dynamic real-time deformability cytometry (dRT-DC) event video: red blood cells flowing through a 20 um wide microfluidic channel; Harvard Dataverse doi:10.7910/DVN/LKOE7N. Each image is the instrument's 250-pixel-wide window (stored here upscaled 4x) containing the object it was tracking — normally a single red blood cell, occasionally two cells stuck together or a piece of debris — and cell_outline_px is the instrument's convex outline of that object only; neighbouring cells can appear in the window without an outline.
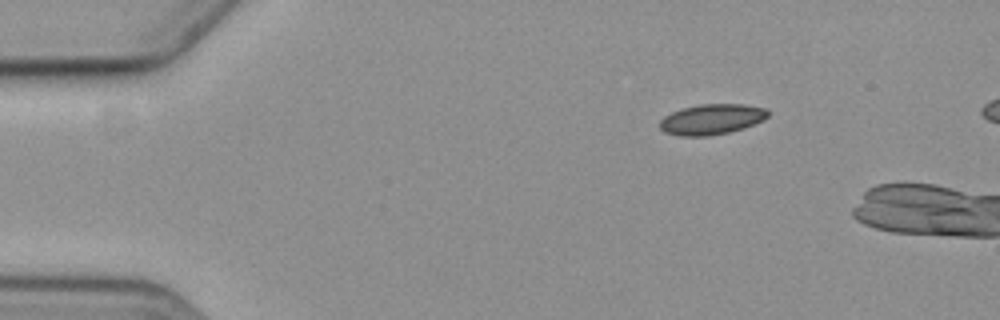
{"species": "common noctule bat (a hibernating species)", "species_latin": "Nyctalus noctula", "temperature_condition": "cold", "stored_images_in_passage": 4, "camera_frame_rate_fps": 3000, "um_per_image_px": 0.085, "animal": {"sex": "female", "body_mass_g": 19.3, "forearm_length_mm": 54.1}, "frame": {"image": 1, "passage_image": 1, "time_ms": 0.0, "image_size_px": [1000, 320], "cell_outline_px": [[768, 116], [764, 120], [744, 128], [728, 132], [708, 136], [680, 136], [664, 132], [660, 128], [660, 120], [664, 116], [672, 112], [684, 108], [700, 104], [744, 104], [764, 108], [768, 112]], "centroid_in_image_um": [60.49, 10.14], "position_along_channel_um": 24.5, "area_um2": 19.13}}